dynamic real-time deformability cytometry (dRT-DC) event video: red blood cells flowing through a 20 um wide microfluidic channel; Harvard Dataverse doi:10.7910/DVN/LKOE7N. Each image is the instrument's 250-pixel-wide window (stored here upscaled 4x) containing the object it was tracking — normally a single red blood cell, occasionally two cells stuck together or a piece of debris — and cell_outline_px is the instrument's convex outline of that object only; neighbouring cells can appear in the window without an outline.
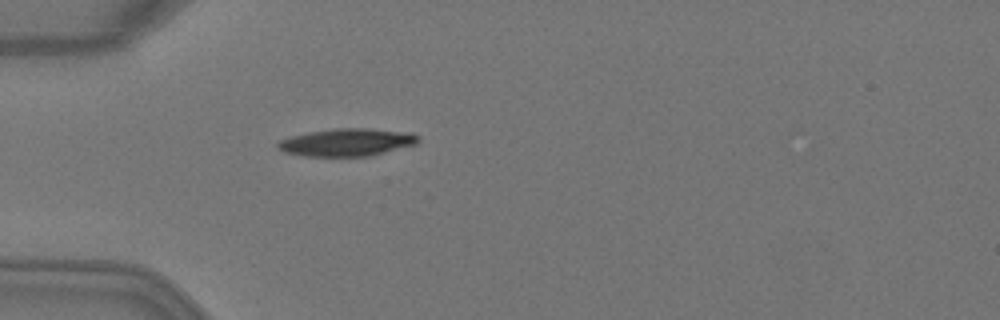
{"species": "Egyptian fruit bat (a non-hibernating species)", "species_latin": "Rousettus aegyptiacus", "temperature_condition": "warm", "stored_images_in_passage": 1, "camera_frame_rate_fps": 3000, "um_per_image_px": 0.085, "animal": {"sex": "female"}, "frame": {"image": 1, "passage_image": 1, "time_ms": 0.0, "image_size_px": [1000, 320], "cell_outline_px": [[420, 140], [416, 144], [372, 156], [304, 156], [284, 152], [276, 148], [276, 144], [280, 140], [288, 136], [308, 132], [336, 128], [368, 128], [412, 132], [420, 136]], "centroid_in_image_um": [29.5, 12.09], "position_along_channel_um": 55.5, "area_um2": 22.95}}